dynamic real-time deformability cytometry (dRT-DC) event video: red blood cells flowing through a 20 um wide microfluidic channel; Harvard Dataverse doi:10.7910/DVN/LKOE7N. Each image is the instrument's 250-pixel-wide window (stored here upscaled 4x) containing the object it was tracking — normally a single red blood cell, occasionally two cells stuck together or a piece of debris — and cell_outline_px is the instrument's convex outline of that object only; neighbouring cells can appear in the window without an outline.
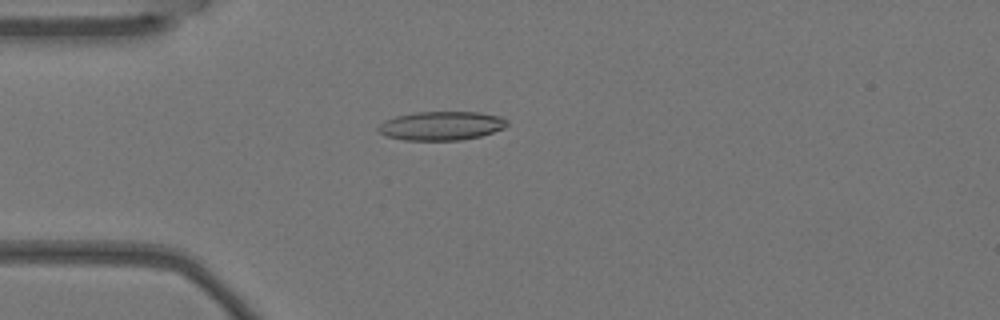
{"species": "Egyptian fruit bat (a non-hibernating species)", "species_latin": "Rousettus aegyptiacus", "temperature_condition": "warm", "stored_images_in_passage": 4, "camera_frame_rate_fps": 3000, "um_per_image_px": 0.085, "animal": {"sex": "female"}, "frame": {"image": 1, "passage_image": 3, "time_ms": 0.667, "image_size_px": [1000, 320], "cell_outline_px": [[508, 124], [504, 128], [480, 136], [460, 140], [404, 140], [384, 136], [376, 128], [384, 120], [396, 116], [416, 112], [480, 112], [500, 116], [508, 120]], "centroid_in_image_um": [37.5, 10.69], "position_along_channel_um": 47.5, "area_um2": 21.73}}